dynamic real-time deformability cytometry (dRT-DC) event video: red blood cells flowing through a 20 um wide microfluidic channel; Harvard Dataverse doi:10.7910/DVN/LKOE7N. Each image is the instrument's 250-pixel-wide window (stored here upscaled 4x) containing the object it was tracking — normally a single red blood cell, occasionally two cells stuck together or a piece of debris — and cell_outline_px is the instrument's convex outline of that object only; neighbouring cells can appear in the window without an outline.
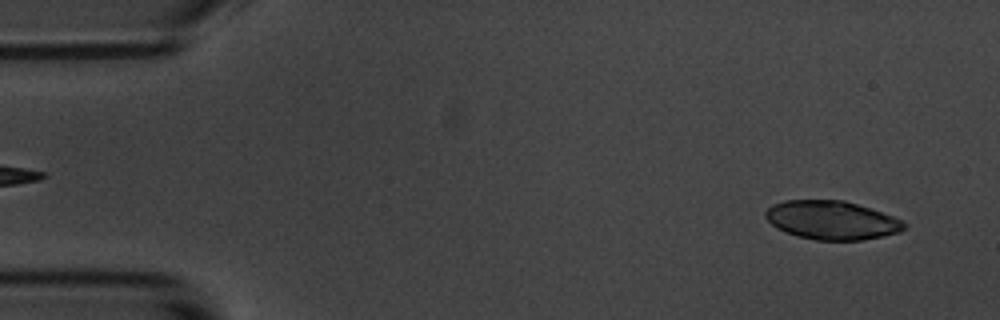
{"species": "common noctule bat (a hibernating species)", "species_latin": "Nyctalus noctula", "temperature_condition": "room temperature", "stored_images_in_passage": 55, "camera_frame_rate_fps": 3000, "um_per_image_px": 0.085, "animal": {"sex": "male", "body_mass_g": 20.1, "forearm_length_mm": 53.5}, "frame": {"image": 1, "passage_image": 3, "time_ms": 0.667, "image_size_px": [1000, 320], "cell_outline_px": [[908, 224], [900, 232], [860, 240], [816, 240], [796, 236], [784, 232], [772, 224], [764, 216], [764, 212], [772, 204], [784, 200], [844, 200], [892, 216]], "centroid_in_image_um": [70.65, 18.71], "position_along_channel_um": 14.4, "area_um2": 31.04}}